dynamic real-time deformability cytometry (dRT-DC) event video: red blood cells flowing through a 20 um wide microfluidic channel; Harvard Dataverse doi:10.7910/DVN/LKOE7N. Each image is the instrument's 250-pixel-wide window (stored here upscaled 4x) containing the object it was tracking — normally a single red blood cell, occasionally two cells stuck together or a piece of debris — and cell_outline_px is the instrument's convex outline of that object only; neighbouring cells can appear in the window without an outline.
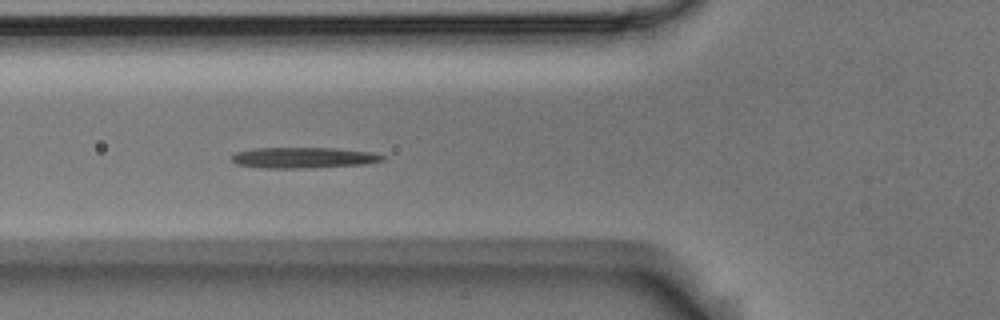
{"species": "Egyptian fruit bat (a non-hibernating species)", "species_latin": "Rousettus aegyptiacus", "temperature_condition": "room temperature", "stored_images_in_passage": 6, "camera_frame_rate_fps": 3000, "um_per_image_px": 0.085, "animal": {"sex": "male"}, "frame": {"image": 1, "passage_image": 6, "time_ms": 1.667, "image_size_px": [1000, 320], "cell_outline_px": [[384, 160], [364, 164], [308, 168], [264, 168], [236, 164], [232, 160], [232, 156], [236, 152], [256, 148], [336, 148], [372, 152], [384, 156]], "centroid_in_image_um": [25.8, 13.4], "position_along_channel_um": 100.0, "area_um2": 18.21}}